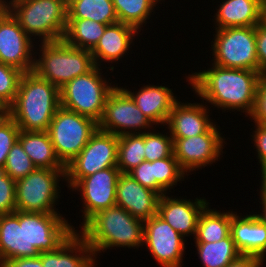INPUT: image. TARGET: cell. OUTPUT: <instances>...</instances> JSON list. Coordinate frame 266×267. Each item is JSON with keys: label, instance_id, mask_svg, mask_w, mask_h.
<instances>
[{"label": "cell", "instance_id": "obj_32", "mask_svg": "<svg viewBox=\"0 0 266 267\" xmlns=\"http://www.w3.org/2000/svg\"><path fill=\"white\" fill-rule=\"evenodd\" d=\"M144 133L118 136L117 168L121 173H129L145 161Z\"/></svg>", "mask_w": 266, "mask_h": 267}, {"label": "cell", "instance_id": "obj_27", "mask_svg": "<svg viewBox=\"0 0 266 267\" xmlns=\"http://www.w3.org/2000/svg\"><path fill=\"white\" fill-rule=\"evenodd\" d=\"M209 206L210 204L199 216L194 243L217 242L230 235L232 211L222 210L221 212Z\"/></svg>", "mask_w": 266, "mask_h": 267}, {"label": "cell", "instance_id": "obj_15", "mask_svg": "<svg viewBox=\"0 0 266 267\" xmlns=\"http://www.w3.org/2000/svg\"><path fill=\"white\" fill-rule=\"evenodd\" d=\"M121 171L117 167L98 171L81 178L71 191H77L83 202L81 212L82 227L97 212L116 206V186Z\"/></svg>", "mask_w": 266, "mask_h": 267}, {"label": "cell", "instance_id": "obj_24", "mask_svg": "<svg viewBox=\"0 0 266 267\" xmlns=\"http://www.w3.org/2000/svg\"><path fill=\"white\" fill-rule=\"evenodd\" d=\"M26 257V212L0 215V267L8 260Z\"/></svg>", "mask_w": 266, "mask_h": 267}, {"label": "cell", "instance_id": "obj_17", "mask_svg": "<svg viewBox=\"0 0 266 267\" xmlns=\"http://www.w3.org/2000/svg\"><path fill=\"white\" fill-rule=\"evenodd\" d=\"M170 194L166 193L160 196L157 214L182 237L186 239L191 235L194 239L199 216L203 209L210 204V200H206L204 197L190 200L187 199V196L180 198Z\"/></svg>", "mask_w": 266, "mask_h": 267}, {"label": "cell", "instance_id": "obj_26", "mask_svg": "<svg viewBox=\"0 0 266 267\" xmlns=\"http://www.w3.org/2000/svg\"><path fill=\"white\" fill-rule=\"evenodd\" d=\"M36 168L65 169L56 156L47 131H21L18 137Z\"/></svg>", "mask_w": 266, "mask_h": 267}, {"label": "cell", "instance_id": "obj_31", "mask_svg": "<svg viewBox=\"0 0 266 267\" xmlns=\"http://www.w3.org/2000/svg\"><path fill=\"white\" fill-rule=\"evenodd\" d=\"M198 259L203 267H226L241 253L236 248L231 234L217 242L195 243Z\"/></svg>", "mask_w": 266, "mask_h": 267}, {"label": "cell", "instance_id": "obj_48", "mask_svg": "<svg viewBox=\"0 0 266 267\" xmlns=\"http://www.w3.org/2000/svg\"><path fill=\"white\" fill-rule=\"evenodd\" d=\"M9 116L8 109L0 107V124Z\"/></svg>", "mask_w": 266, "mask_h": 267}, {"label": "cell", "instance_id": "obj_39", "mask_svg": "<svg viewBox=\"0 0 266 267\" xmlns=\"http://www.w3.org/2000/svg\"><path fill=\"white\" fill-rule=\"evenodd\" d=\"M15 185L16 181L0 170V215L16 211Z\"/></svg>", "mask_w": 266, "mask_h": 267}, {"label": "cell", "instance_id": "obj_30", "mask_svg": "<svg viewBox=\"0 0 266 267\" xmlns=\"http://www.w3.org/2000/svg\"><path fill=\"white\" fill-rule=\"evenodd\" d=\"M112 1L115 7L118 21L133 26L139 32H141V30H144V26H146L148 20L154 15L155 13L154 10H156V8L159 7V4H162L164 0H112Z\"/></svg>", "mask_w": 266, "mask_h": 267}, {"label": "cell", "instance_id": "obj_37", "mask_svg": "<svg viewBox=\"0 0 266 267\" xmlns=\"http://www.w3.org/2000/svg\"><path fill=\"white\" fill-rule=\"evenodd\" d=\"M19 134L20 128L10 116L0 124V170L3 169L7 155L18 140Z\"/></svg>", "mask_w": 266, "mask_h": 267}, {"label": "cell", "instance_id": "obj_44", "mask_svg": "<svg viewBox=\"0 0 266 267\" xmlns=\"http://www.w3.org/2000/svg\"><path fill=\"white\" fill-rule=\"evenodd\" d=\"M1 267H43L40 255L36 257L15 258L6 261Z\"/></svg>", "mask_w": 266, "mask_h": 267}, {"label": "cell", "instance_id": "obj_35", "mask_svg": "<svg viewBox=\"0 0 266 267\" xmlns=\"http://www.w3.org/2000/svg\"><path fill=\"white\" fill-rule=\"evenodd\" d=\"M36 166L28 154L24 151L23 146L19 140L10 149L6 163L3 167L5 171L13 180L17 181L29 173L34 171Z\"/></svg>", "mask_w": 266, "mask_h": 267}, {"label": "cell", "instance_id": "obj_6", "mask_svg": "<svg viewBox=\"0 0 266 267\" xmlns=\"http://www.w3.org/2000/svg\"><path fill=\"white\" fill-rule=\"evenodd\" d=\"M102 70V67L95 66L61 87L60 106L99 122L104 113L106 99L117 85L110 83L111 79L104 77Z\"/></svg>", "mask_w": 266, "mask_h": 267}, {"label": "cell", "instance_id": "obj_40", "mask_svg": "<svg viewBox=\"0 0 266 267\" xmlns=\"http://www.w3.org/2000/svg\"><path fill=\"white\" fill-rule=\"evenodd\" d=\"M248 116L250 122L266 124V73L260 74L254 107Z\"/></svg>", "mask_w": 266, "mask_h": 267}, {"label": "cell", "instance_id": "obj_38", "mask_svg": "<svg viewBox=\"0 0 266 267\" xmlns=\"http://www.w3.org/2000/svg\"><path fill=\"white\" fill-rule=\"evenodd\" d=\"M142 186L153 190L160 196L167 192L156 182L155 161H143L128 173Z\"/></svg>", "mask_w": 266, "mask_h": 267}, {"label": "cell", "instance_id": "obj_7", "mask_svg": "<svg viewBox=\"0 0 266 267\" xmlns=\"http://www.w3.org/2000/svg\"><path fill=\"white\" fill-rule=\"evenodd\" d=\"M65 169L36 168L18 179L15 185L16 210L23 212L60 213L56 207L61 198Z\"/></svg>", "mask_w": 266, "mask_h": 267}, {"label": "cell", "instance_id": "obj_19", "mask_svg": "<svg viewBox=\"0 0 266 267\" xmlns=\"http://www.w3.org/2000/svg\"><path fill=\"white\" fill-rule=\"evenodd\" d=\"M139 33L133 26L121 22L108 25L96 46L90 51L95 65L102 67L104 62H108L110 65L106 67L107 71L110 70L112 73L116 69L112 65L122 61V58H126L125 55L130 54L129 51L132 50L135 38Z\"/></svg>", "mask_w": 266, "mask_h": 267}, {"label": "cell", "instance_id": "obj_16", "mask_svg": "<svg viewBox=\"0 0 266 267\" xmlns=\"http://www.w3.org/2000/svg\"><path fill=\"white\" fill-rule=\"evenodd\" d=\"M8 10L0 18V62L22 72L33 71L35 44Z\"/></svg>", "mask_w": 266, "mask_h": 267}, {"label": "cell", "instance_id": "obj_3", "mask_svg": "<svg viewBox=\"0 0 266 267\" xmlns=\"http://www.w3.org/2000/svg\"><path fill=\"white\" fill-rule=\"evenodd\" d=\"M77 232L87 241L95 259L113 247L143 248L144 221L119 206L97 212Z\"/></svg>", "mask_w": 266, "mask_h": 267}, {"label": "cell", "instance_id": "obj_20", "mask_svg": "<svg viewBox=\"0 0 266 267\" xmlns=\"http://www.w3.org/2000/svg\"><path fill=\"white\" fill-rule=\"evenodd\" d=\"M160 195L142 186L128 173H121L116 186V206L140 220L157 214Z\"/></svg>", "mask_w": 266, "mask_h": 267}, {"label": "cell", "instance_id": "obj_34", "mask_svg": "<svg viewBox=\"0 0 266 267\" xmlns=\"http://www.w3.org/2000/svg\"><path fill=\"white\" fill-rule=\"evenodd\" d=\"M155 171L156 182L167 193L171 192V189L173 190L179 183L182 184V181L186 179V176L188 180V175L180 168L174 154L164 159L155 160Z\"/></svg>", "mask_w": 266, "mask_h": 267}, {"label": "cell", "instance_id": "obj_41", "mask_svg": "<svg viewBox=\"0 0 266 267\" xmlns=\"http://www.w3.org/2000/svg\"><path fill=\"white\" fill-rule=\"evenodd\" d=\"M253 131L250 133V139L255 148V155L259 162V168L266 167V124H253Z\"/></svg>", "mask_w": 266, "mask_h": 267}, {"label": "cell", "instance_id": "obj_10", "mask_svg": "<svg viewBox=\"0 0 266 267\" xmlns=\"http://www.w3.org/2000/svg\"><path fill=\"white\" fill-rule=\"evenodd\" d=\"M117 162L118 136L97 129L81 152L65 166L66 186L71 189L81 178L117 167Z\"/></svg>", "mask_w": 266, "mask_h": 267}, {"label": "cell", "instance_id": "obj_14", "mask_svg": "<svg viewBox=\"0 0 266 267\" xmlns=\"http://www.w3.org/2000/svg\"><path fill=\"white\" fill-rule=\"evenodd\" d=\"M185 240L158 214L144 221V243L152 258L160 267H182Z\"/></svg>", "mask_w": 266, "mask_h": 267}, {"label": "cell", "instance_id": "obj_4", "mask_svg": "<svg viewBox=\"0 0 266 267\" xmlns=\"http://www.w3.org/2000/svg\"><path fill=\"white\" fill-rule=\"evenodd\" d=\"M35 56L33 71L59 89L96 66L89 50L70 46L64 40L37 42Z\"/></svg>", "mask_w": 266, "mask_h": 267}, {"label": "cell", "instance_id": "obj_9", "mask_svg": "<svg viewBox=\"0 0 266 267\" xmlns=\"http://www.w3.org/2000/svg\"><path fill=\"white\" fill-rule=\"evenodd\" d=\"M98 122L60 106L47 129L56 156L66 166L97 131Z\"/></svg>", "mask_w": 266, "mask_h": 267}, {"label": "cell", "instance_id": "obj_22", "mask_svg": "<svg viewBox=\"0 0 266 267\" xmlns=\"http://www.w3.org/2000/svg\"><path fill=\"white\" fill-rule=\"evenodd\" d=\"M133 99L136 106L143 114L159 129L165 128L168 116L179 100L173 89L169 86L144 84L138 91L130 90L129 87L123 88ZM129 89V90H128ZM163 126V127H161Z\"/></svg>", "mask_w": 266, "mask_h": 267}, {"label": "cell", "instance_id": "obj_47", "mask_svg": "<svg viewBox=\"0 0 266 267\" xmlns=\"http://www.w3.org/2000/svg\"><path fill=\"white\" fill-rule=\"evenodd\" d=\"M8 11L6 0H0V18Z\"/></svg>", "mask_w": 266, "mask_h": 267}, {"label": "cell", "instance_id": "obj_25", "mask_svg": "<svg viewBox=\"0 0 266 267\" xmlns=\"http://www.w3.org/2000/svg\"><path fill=\"white\" fill-rule=\"evenodd\" d=\"M40 259L43 267H97L99 265L87 241L77 231L57 250L40 253Z\"/></svg>", "mask_w": 266, "mask_h": 267}, {"label": "cell", "instance_id": "obj_45", "mask_svg": "<svg viewBox=\"0 0 266 267\" xmlns=\"http://www.w3.org/2000/svg\"><path fill=\"white\" fill-rule=\"evenodd\" d=\"M259 175L261 176V180L259 182L260 185V191L258 192L260 197H258V200H266V167H263L260 169Z\"/></svg>", "mask_w": 266, "mask_h": 267}, {"label": "cell", "instance_id": "obj_12", "mask_svg": "<svg viewBox=\"0 0 266 267\" xmlns=\"http://www.w3.org/2000/svg\"><path fill=\"white\" fill-rule=\"evenodd\" d=\"M216 124L206 133L197 136L172 138L174 157L187 175L199 169L202 170L205 166L212 167L213 163L218 162V159L220 161L223 157L225 153L223 149L228 143L220 132V126Z\"/></svg>", "mask_w": 266, "mask_h": 267}, {"label": "cell", "instance_id": "obj_1", "mask_svg": "<svg viewBox=\"0 0 266 267\" xmlns=\"http://www.w3.org/2000/svg\"><path fill=\"white\" fill-rule=\"evenodd\" d=\"M209 67L185 75L193 93L202 101L205 100L204 103H208L209 108L234 113L237 110L248 117L254 107L260 73L246 69L223 68L213 63H210Z\"/></svg>", "mask_w": 266, "mask_h": 267}, {"label": "cell", "instance_id": "obj_33", "mask_svg": "<svg viewBox=\"0 0 266 267\" xmlns=\"http://www.w3.org/2000/svg\"><path fill=\"white\" fill-rule=\"evenodd\" d=\"M156 131V132H155ZM156 130L154 127L151 131L144 133V154L145 161H155L170 157L174 154L173 140L169 131Z\"/></svg>", "mask_w": 266, "mask_h": 267}, {"label": "cell", "instance_id": "obj_42", "mask_svg": "<svg viewBox=\"0 0 266 267\" xmlns=\"http://www.w3.org/2000/svg\"><path fill=\"white\" fill-rule=\"evenodd\" d=\"M257 59L259 73H266V23L262 20L255 26Z\"/></svg>", "mask_w": 266, "mask_h": 267}, {"label": "cell", "instance_id": "obj_23", "mask_svg": "<svg viewBox=\"0 0 266 267\" xmlns=\"http://www.w3.org/2000/svg\"><path fill=\"white\" fill-rule=\"evenodd\" d=\"M221 2L212 18L215 29L253 27L263 20L265 0H221Z\"/></svg>", "mask_w": 266, "mask_h": 267}, {"label": "cell", "instance_id": "obj_36", "mask_svg": "<svg viewBox=\"0 0 266 267\" xmlns=\"http://www.w3.org/2000/svg\"><path fill=\"white\" fill-rule=\"evenodd\" d=\"M23 73L0 62V107L8 108L14 102Z\"/></svg>", "mask_w": 266, "mask_h": 267}, {"label": "cell", "instance_id": "obj_5", "mask_svg": "<svg viewBox=\"0 0 266 267\" xmlns=\"http://www.w3.org/2000/svg\"><path fill=\"white\" fill-rule=\"evenodd\" d=\"M8 10L37 43L63 40L67 27L65 0H6ZM38 39V40H37Z\"/></svg>", "mask_w": 266, "mask_h": 267}, {"label": "cell", "instance_id": "obj_2", "mask_svg": "<svg viewBox=\"0 0 266 267\" xmlns=\"http://www.w3.org/2000/svg\"><path fill=\"white\" fill-rule=\"evenodd\" d=\"M60 107V89L34 71L23 73L14 102L7 108L21 131H47Z\"/></svg>", "mask_w": 266, "mask_h": 267}, {"label": "cell", "instance_id": "obj_28", "mask_svg": "<svg viewBox=\"0 0 266 267\" xmlns=\"http://www.w3.org/2000/svg\"><path fill=\"white\" fill-rule=\"evenodd\" d=\"M67 19H90L105 25L119 22L112 0H69Z\"/></svg>", "mask_w": 266, "mask_h": 267}, {"label": "cell", "instance_id": "obj_13", "mask_svg": "<svg viewBox=\"0 0 266 267\" xmlns=\"http://www.w3.org/2000/svg\"><path fill=\"white\" fill-rule=\"evenodd\" d=\"M76 231L61 213L26 212L28 257L57 250Z\"/></svg>", "mask_w": 266, "mask_h": 267}, {"label": "cell", "instance_id": "obj_29", "mask_svg": "<svg viewBox=\"0 0 266 267\" xmlns=\"http://www.w3.org/2000/svg\"><path fill=\"white\" fill-rule=\"evenodd\" d=\"M107 26L90 19H67L63 40L70 46L91 51Z\"/></svg>", "mask_w": 266, "mask_h": 267}, {"label": "cell", "instance_id": "obj_18", "mask_svg": "<svg viewBox=\"0 0 266 267\" xmlns=\"http://www.w3.org/2000/svg\"><path fill=\"white\" fill-rule=\"evenodd\" d=\"M201 103H189L178 100L165 124L172 138H187L206 133L215 123L210 116V108Z\"/></svg>", "mask_w": 266, "mask_h": 267}, {"label": "cell", "instance_id": "obj_43", "mask_svg": "<svg viewBox=\"0 0 266 267\" xmlns=\"http://www.w3.org/2000/svg\"><path fill=\"white\" fill-rule=\"evenodd\" d=\"M264 261L254 255L240 254L232 260L226 267H263Z\"/></svg>", "mask_w": 266, "mask_h": 267}, {"label": "cell", "instance_id": "obj_21", "mask_svg": "<svg viewBox=\"0 0 266 267\" xmlns=\"http://www.w3.org/2000/svg\"><path fill=\"white\" fill-rule=\"evenodd\" d=\"M246 215L233 211L230 234L241 254L254 255L266 261V224L257 213Z\"/></svg>", "mask_w": 266, "mask_h": 267}, {"label": "cell", "instance_id": "obj_8", "mask_svg": "<svg viewBox=\"0 0 266 267\" xmlns=\"http://www.w3.org/2000/svg\"><path fill=\"white\" fill-rule=\"evenodd\" d=\"M211 41L212 60L223 68L246 69L259 72L255 26L215 29Z\"/></svg>", "mask_w": 266, "mask_h": 267}, {"label": "cell", "instance_id": "obj_11", "mask_svg": "<svg viewBox=\"0 0 266 267\" xmlns=\"http://www.w3.org/2000/svg\"><path fill=\"white\" fill-rule=\"evenodd\" d=\"M156 127L136 106L131 96L118 83L106 99L98 129L121 136L145 133Z\"/></svg>", "mask_w": 266, "mask_h": 267}, {"label": "cell", "instance_id": "obj_46", "mask_svg": "<svg viewBox=\"0 0 266 267\" xmlns=\"http://www.w3.org/2000/svg\"><path fill=\"white\" fill-rule=\"evenodd\" d=\"M261 205V209L259 212H254V213H258V217L266 224V200H260L258 201ZM260 213V214H259Z\"/></svg>", "mask_w": 266, "mask_h": 267}]
</instances>
